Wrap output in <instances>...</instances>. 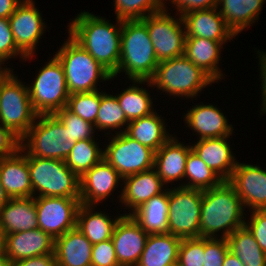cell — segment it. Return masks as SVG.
<instances>
[{"instance_id": "277c9868", "label": "cell", "mask_w": 266, "mask_h": 266, "mask_svg": "<svg viewBox=\"0 0 266 266\" xmlns=\"http://www.w3.org/2000/svg\"><path fill=\"white\" fill-rule=\"evenodd\" d=\"M215 82L185 55L159 62L146 87L162 91L167 96L186 99L200 97L205 88ZM154 87V88H153ZM186 98V99H185Z\"/></svg>"}, {"instance_id": "83f0119b", "label": "cell", "mask_w": 266, "mask_h": 266, "mask_svg": "<svg viewBox=\"0 0 266 266\" xmlns=\"http://www.w3.org/2000/svg\"><path fill=\"white\" fill-rule=\"evenodd\" d=\"M95 205L81 204L77 213L76 227L90 243L96 244L112 238L114 227L123 214L111 218L106 211H100Z\"/></svg>"}, {"instance_id": "7dc6e473", "label": "cell", "mask_w": 266, "mask_h": 266, "mask_svg": "<svg viewBox=\"0 0 266 266\" xmlns=\"http://www.w3.org/2000/svg\"><path fill=\"white\" fill-rule=\"evenodd\" d=\"M20 149V139L0 123V158L14 155Z\"/></svg>"}, {"instance_id": "5b68a950", "label": "cell", "mask_w": 266, "mask_h": 266, "mask_svg": "<svg viewBox=\"0 0 266 266\" xmlns=\"http://www.w3.org/2000/svg\"><path fill=\"white\" fill-rule=\"evenodd\" d=\"M55 53L53 55L63 66L70 94L98 91L101 89V82L115 80L112 74L69 34Z\"/></svg>"}, {"instance_id": "7c38bea8", "label": "cell", "mask_w": 266, "mask_h": 266, "mask_svg": "<svg viewBox=\"0 0 266 266\" xmlns=\"http://www.w3.org/2000/svg\"><path fill=\"white\" fill-rule=\"evenodd\" d=\"M176 16L163 9L141 19L147 26L158 62L184 55L185 26L182 16Z\"/></svg>"}, {"instance_id": "4fadbf2b", "label": "cell", "mask_w": 266, "mask_h": 266, "mask_svg": "<svg viewBox=\"0 0 266 266\" xmlns=\"http://www.w3.org/2000/svg\"><path fill=\"white\" fill-rule=\"evenodd\" d=\"M35 0H23L14 13L8 18L17 48L26 56L24 62L34 58L47 29L42 13ZM46 24V25H45Z\"/></svg>"}, {"instance_id": "60d3db41", "label": "cell", "mask_w": 266, "mask_h": 266, "mask_svg": "<svg viewBox=\"0 0 266 266\" xmlns=\"http://www.w3.org/2000/svg\"><path fill=\"white\" fill-rule=\"evenodd\" d=\"M18 57L21 59H19V61L22 62L26 58L15 44L9 20L7 18H0V67L2 69H10V67L6 65L8 64L7 61L12 58L15 60Z\"/></svg>"}, {"instance_id": "d590c367", "label": "cell", "mask_w": 266, "mask_h": 266, "mask_svg": "<svg viewBox=\"0 0 266 266\" xmlns=\"http://www.w3.org/2000/svg\"><path fill=\"white\" fill-rule=\"evenodd\" d=\"M98 139L76 141L65 160L68 168L79 178L103 159V148Z\"/></svg>"}, {"instance_id": "ffe728a7", "label": "cell", "mask_w": 266, "mask_h": 266, "mask_svg": "<svg viewBox=\"0 0 266 266\" xmlns=\"http://www.w3.org/2000/svg\"><path fill=\"white\" fill-rule=\"evenodd\" d=\"M191 150V143L185 144L178 140V136L173 135L155 152L154 168L167 187H170L169 183L171 185L176 181L181 183L174 186L184 187L186 161Z\"/></svg>"}, {"instance_id": "8992f818", "label": "cell", "mask_w": 266, "mask_h": 266, "mask_svg": "<svg viewBox=\"0 0 266 266\" xmlns=\"http://www.w3.org/2000/svg\"><path fill=\"white\" fill-rule=\"evenodd\" d=\"M13 70H0V123L21 139L38 114L33 109L27 84Z\"/></svg>"}, {"instance_id": "44dd1931", "label": "cell", "mask_w": 266, "mask_h": 266, "mask_svg": "<svg viewBox=\"0 0 266 266\" xmlns=\"http://www.w3.org/2000/svg\"><path fill=\"white\" fill-rule=\"evenodd\" d=\"M11 263L23 259L54 254V239L40 228L5 235L2 248Z\"/></svg>"}, {"instance_id": "4316f807", "label": "cell", "mask_w": 266, "mask_h": 266, "mask_svg": "<svg viewBox=\"0 0 266 266\" xmlns=\"http://www.w3.org/2000/svg\"><path fill=\"white\" fill-rule=\"evenodd\" d=\"M0 223L5 235L37 229L34 197L10 198L0 210Z\"/></svg>"}, {"instance_id": "816d5d0a", "label": "cell", "mask_w": 266, "mask_h": 266, "mask_svg": "<svg viewBox=\"0 0 266 266\" xmlns=\"http://www.w3.org/2000/svg\"><path fill=\"white\" fill-rule=\"evenodd\" d=\"M222 266H245V265L234 254L228 251L224 257Z\"/></svg>"}, {"instance_id": "f1b7e54d", "label": "cell", "mask_w": 266, "mask_h": 266, "mask_svg": "<svg viewBox=\"0 0 266 266\" xmlns=\"http://www.w3.org/2000/svg\"><path fill=\"white\" fill-rule=\"evenodd\" d=\"M165 119L158 111L128 123L125 134L155 152L173 135L167 130Z\"/></svg>"}, {"instance_id": "7bdbcfd3", "label": "cell", "mask_w": 266, "mask_h": 266, "mask_svg": "<svg viewBox=\"0 0 266 266\" xmlns=\"http://www.w3.org/2000/svg\"><path fill=\"white\" fill-rule=\"evenodd\" d=\"M228 251L226 238H204L203 266H222Z\"/></svg>"}, {"instance_id": "b9f144b4", "label": "cell", "mask_w": 266, "mask_h": 266, "mask_svg": "<svg viewBox=\"0 0 266 266\" xmlns=\"http://www.w3.org/2000/svg\"><path fill=\"white\" fill-rule=\"evenodd\" d=\"M204 238L182 239L178 250V266H203Z\"/></svg>"}, {"instance_id": "bcb514c9", "label": "cell", "mask_w": 266, "mask_h": 266, "mask_svg": "<svg viewBox=\"0 0 266 266\" xmlns=\"http://www.w3.org/2000/svg\"><path fill=\"white\" fill-rule=\"evenodd\" d=\"M219 0H164V10L170 11L167 5L169 3L174 7L176 13L180 16L196 10H204L217 7ZM169 2V3H167Z\"/></svg>"}, {"instance_id": "ab89813d", "label": "cell", "mask_w": 266, "mask_h": 266, "mask_svg": "<svg viewBox=\"0 0 266 266\" xmlns=\"http://www.w3.org/2000/svg\"><path fill=\"white\" fill-rule=\"evenodd\" d=\"M72 137V143L84 139H96L97 132L94 125L83 120L78 115L71 112L67 107L62 108L53 114Z\"/></svg>"}, {"instance_id": "e0dca14e", "label": "cell", "mask_w": 266, "mask_h": 266, "mask_svg": "<svg viewBox=\"0 0 266 266\" xmlns=\"http://www.w3.org/2000/svg\"><path fill=\"white\" fill-rule=\"evenodd\" d=\"M187 129H191L197 139L231 136L235 133L233 125L223 110L212 103L195 104L182 115ZM231 123V124H230Z\"/></svg>"}, {"instance_id": "ee69618b", "label": "cell", "mask_w": 266, "mask_h": 266, "mask_svg": "<svg viewBox=\"0 0 266 266\" xmlns=\"http://www.w3.org/2000/svg\"><path fill=\"white\" fill-rule=\"evenodd\" d=\"M91 266H120L112 239L92 245Z\"/></svg>"}, {"instance_id": "4dcf8cb0", "label": "cell", "mask_w": 266, "mask_h": 266, "mask_svg": "<svg viewBox=\"0 0 266 266\" xmlns=\"http://www.w3.org/2000/svg\"><path fill=\"white\" fill-rule=\"evenodd\" d=\"M181 240L170 233L149 234L136 266H173L177 264Z\"/></svg>"}, {"instance_id": "e575fe53", "label": "cell", "mask_w": 266, "mask_h": 266, "mask_svg": "<svg viewBox=\"0 0 266 266\" xmlns=\"http://www.w3.org/2000/svg\"><path fill=\"white\" fill-rule=\"evenodd\" d=\"M101 103L95 121L96 131H104V136L125 132L129 121L120 107L116 95L101 89ZM119 130V131H118Z\"/></svg>"}, {"instance_id": "c3c4849f", "label": "cell", "mask_w": 266, "mask_h": 266, "mask_svg": "<svg viewBox=\"0 0 266 266\" xmlns=\"http://www.w3.org/2000/svg\"><path fill=\"white\" fill-rule=\"evenodd\" d=\"M256 58H258L257 61H259L258 63V71H259V77L258 79H260V93H261V103H260V111H259V115H263L266 114V51H262V50H256Z\"/></svg>"}, {"instance_id": "7a4b0ae2", "label": "cell", "mask_w": 266, "mask_h": 266, "mask_svg": "<svg viewBox=\"0 0 266 266\" xmlns=\"http://www.w3.org/2000/svg\"><path fill=\"white\" fill-rule=\"evenodd\" d=\"M244 211L241 198L228 181L203 190L200 238H227L244 226L248 216Z\"/></svg>"}, {"instance_id": "d6986e66", "label": "cell", "mask_w": 266, "mask_h": 266, "mask_svg": "<svg viewBox=\"0 0 266 266\" xmlns=\"http://www.w3.org/2000/svg\"><path fill=\"white\" fill-rule=\"evenodd\" d=\"M166 189L167 186L162 182L154 167L123 178L122 197L119 205L129 212L125 211L126 213L123 215H131L141 205Z\"/></svg>"}, {"instance_id": "f35d334b", "label": "cell", "mask_w": 266, "mask_h": 266, "mask_svg": "<svg viewBox=\"0 0 266 266\" xmlns=\"http://www.w3.org/2000/svg\"><path fill=\"white\" fill-rule=\"evenodd\" d=\"M101 103V91L70 94L67 108L83 120L95 125L99 106Z\"/></svg>"}, {"instance_id": "2e32d148", "label": "cell", "mask_w": 266, "mask_h": 266, "mask_svg": "<svg viewBox=\"0 0 266 266\" xmlns=\"http://www.w3.org/2000/svg\"><path fill=\"white\" fill-rule=\"evenodd\" d=\"M249 211L266 209V170L259 165L237 162L228 180Z\"/></svg>"}, {"instance_id": "484cf974", "label": "cell", "mask_w": 266, "mask_h": 266, "mask_svg": "<svg viewBox=\"0 0 266 266\" xmlns=\"http://www.w3.org/2000/svg\"><path fill=\"white\" fill-rule=\"evenodd\" d=\"M56 266H91L92 244L77 227L54 239Z\"/></svg>"}, {"instance_id": "7402d4cb", "label": "cell", "mask_w": 266, "mask_h": 266, "mask_svg": "<svg viewBox=\"0 0 266 266\" xmlns=\"http://www.w3.org/2000/svg\"><path fill=\"white\" fill-rule=\"evenodd\" d=\"M182 19L186 37H201L213 41H231L236 37L217 7L185 13Z\"/></svg>"}, {"instance_id": "f546056e", "label": "cell", "mask_w": 266, "mask_h": 266, "mask_svg": "<svg viewBox=\"0 0 266 266\" xmlns=\"http://www.w3.org/2000/svg\"><path fill=\"white\" fill-rule=\"evenodd\" d=\"M266 0H219L217 9L237 36L259 20Z\"/></svg>"}, {"instance_id": "8fae6325", "label": "cell", "mask_w": 266, "mask_h": 266, "mask_svg": "<svg viewBox=\"0 0 266 266\" xmlns=\"http://www.w3.org/2000/svg\"><path fill=\"white\" fill-rule=\"evenodd\" d=\"M110 137V138H109ZM103 158L122 178L154 167L155 151L130 138L124 132L106 136Z\"/></svg>"}, {"instance_id": "3957f363", "label": "cell", "mask_w": 266, "mask_h": 266, "mask_svg": "<svg viewBox=\"0 0 266 266\" xmlns=\"http://www.w3.org/2000/svg\"><path fill=\"white\" fill-rule=\"evenodd\" d=\"M159 64L146 24L141 19L122 20L121 54L116 79L121 72L131 80H150Z\"/></svg>"}, {"instance_id": "9c48e42d", "label": "cell", "mask_w": 266, "mask_h": 266, "mask_svg": "<svg viewBox=\"0 0 266 266\" xmlns=\"http://www.w3.org/2000/svg\"><path fill=\"white\" fill-rule=\"evenodd\" d=\"M27 84L33 109L38 115H52L67 106L69 91L67 89L64 69L53 55Z\"/></svg>"}, {"instance_id": "30bf717a", "label": "cell", "mask_w": 266, "mask_h": 266, "mask_svg": "<svg viewBox=\"0 0 266 266\" xmlns=\"http://www.w3.org/2000/svg\"><path fill=\"white\" fill-rule=\"evenodd\" d=\"M168 187V233L181 239L200 238L203 190Z\"/></svg>"}, {"instance_id": "f907efd6", "label": "cell", "mask_w": 266, "mask_h": 266, "mask_svg": "<svg viewBox=\"0 0 266 266\" xmlns=\"http://www.w3.org/2000/svg\"><path fill=\"white\" fill-rule=\"evenodd\" d=\"M23 0H0V18H9Z\"/></svg>"}, {"instance_id": "1f68e13d", "label": "cell", "mask_w": 266, "mask_h": 266, "mask_svg": "<svg viewBox=\"0 0 266 266\" xmlns=\"http://www.w3.org/2000/svg\"><path fill=\"white\" fill-rule=\"evenodd\" d=\"M168 187L136 209L131 216L148 234L168 233Z\"/></svg>"}, {"instance_id": "d6a6232c", "label": "cell", "mask_w": 266, "mask_h": 266, "mask_svg": "<svg viewBox=\"0 0 266 266\" xmlns=\"http://www.w3.org/2000/svg\"><path fill=\"white\" fill-rule=\"evenodd\" d=\"M131 82L133 84H130L128 88L124 87L122 92L116 93L120 107L129 122L154 112L155 105L153 104V100L157 99L153 98L149 89L143 87L146 80H131Z\"/></svg>"}, {"instance_id": "5bb4252c", "label": "cell", "mask_w": 266, "mask_h": 266, "mask_svg": "<svg viewBox=\"0 0 266 266\" xmlns=\"http://www.w3.org/2000/svg\"><path fill=\"white\" fill-rule=\"evenodd\" d=\"M38 228L53 239L76 227L80 198L34 197Z\"/></svg>"}, {"instance_id": "681fc988", "label": "cell", "mask_w": 266, "mask_h": 266, "mask_svg": "<svg viewBox=\"0 0 266 266\" xmlns=\"http://www.w3.org/2000/svg\"><path fill=\"white\" fill-rule=\"evenodd\" d=\"M11 266H56L55 255L45 254L11 263Z\"/></svg>"}, {"instance_id": "f6af8a7d", "label": "cell", "mask_w": 266, "mask_h": 266, "mask_svg": "<svg viewBox=\"0 0 266 266\" xmlns=\"http://www.w3.org/2000/svg\"><path fill=\"white\" fill-rule=\"evenodd\" d=\"M249 212H251L250 216L245 219L244 225L250 230L261 249L266 253V209Z\"/></svg>"}, {"instance_id": "db71d44e", "label": "cell", "mask_w": 266, "mask_h": 266, "mask_svg": "<svg viewBox=\"0 0 266 266\" xmlns=\"http://www.w3.org/2000/svg\"><path fill=\"white\" fill-rule=\"evenodd\" d=\"M0 266H11V261L5 255V252L3 249H0Z\"/></svg>"}, {"instance_id": "ba28073f", "label": "cell", "mask_w": 266, "mask_h": 266, "mask_svg": "<svg viewBox=\"0 0 266 266\" xmlns=\"http://www.w3.org/2000/svg\"><path fill=\"white\" fill-rule=\"evenodd\" d=\"M33 197L80 198L79 177L63 160L26 155Z\"/></svg>"}, {"instance_id": "836d02e7", "label": "cell", "mask_w": 266, "mask_h": 266, "mask_svg": "<svg viewBox=\"0 0 266 266\" xmlns=\"http://www.w3.org/2000/svg\"><path fill=\"white\" fill-rule=\"evenodd\" d=\"M229 251L245 266H266V253L244 225L226 238Z\"/></svg>"}, {"instance_id": "603a6c76", "label": "cell", "mask_w": 266, "mask_h": 266, "mask_svg": "<svg viewBox=\"0 0 266 266\" xmlns=\"http://www.w3.org/2000/svg\"><path fill=\"white\" fill-rule=\"evenodd\" d=\"M231 41H213L201 37H185L184 55L215 83L227 76L220 68L223 45ZM225 75V76H224Z\"/></svg>"}, {"instance_id": "52a82bcc", "label": "cell", "mask_w": 266, "mask_h": 266, "mask_svg": "<svg viewBox=\"0 0 266 266\" xmlns=\"http://www.w3.org/2000/svg\"><path fill=\"white\" fill-rule=\"evenodd\" d=\"M74 143L65 126L52 115H38L32 127L20 139L25 155L65 161Z\"/></svg>"}, {"instance_id": "9a60e30c", "label": "cell", "mask_w": 266, "mask_h": 266, "mask_svg": "<svg viewBox=\"0 0 266 266\" xmlns=\"http://www.w3.org/2000/svg\"><path fill=\"white\" fill-rule=\"evenodd\" d=\"M79 180L81 204L100 206V203L108 198L113 199L110 196L121 187L117 196L120 203L123 178L104 158L85 172Z\"/></svg>"}, {"instance_id": "d4e9b609", "label": "cell", "mask_w": 266, "mask_h": 266, "mask_svg": "<svg viewBox=\"0 0 266 266\" xmlns=\"http://www.w3.org/2000/svg\"><path fill=\"white\" fill-rule=\"evenodd\" d=\"M0 179L10 198L33 197L27 156L20 149L12 156L0 158Z\"/></svg>"}, {"instance_id": "cb8c5ba5", "label": "cell", "mask_w": 266, "mask_h": 266, "mask_svg": "<svg viewBox=\"0 0 266 266\" xmlns=\"http://www.w3.org/2000/svg\"><path fill=\"white\" fill-rule=\"evenodd\" d=\"M230 136L196 140L192 150L223 181H228L239 160L234 156L228 141Z\"/></svg>"}, {"instance_id": "ac0fdd59", "label": "cell", "mask_w": 266, "mask_h": 266, "mask_svg": "<svg viewBox=\"0 0 266 266\" xmlns=\"http://www.w3.org/2000/svg\"><path fill=\"white\" fill-rule=\"evenodd\" d=\"M148 235L131 215H122L119 218L111 239L120 266L138 264Z\"/></svg>"}, {"instance_id": "11a10c76", "label": "cell", "mask_w": 266, "mask_h": 266, "mask_svg": "<svg viewBox=\"0 0 266 266\" xmlns=\"http://www.w3.org/2000/svg\"><path fill=\"white\" fill-rule=\"evenodd\" d=\"M4 241H5V234L3 232L2 224L0 223V249L3 248Z\"/></svg>"}, {"instance_id": "f5cc1de1", "label": "cell", "mask_w": 266, "mask_h": 266, "mask_svg": "<svg viewBox=\"0 0 266 266\" xmlns=\"http://www.w3.org/2000/svg\"><path fill=\"white\" fill-rule=\"evenodd\" d=\"M10 200V197L5 192V189L3 188L1 184L0 179V210L3 208V206Z\"/></svg>"}, {"instance_id": "8d00e7d4", "label": "cell", "mask_w": 266, "mask_h": 266, "mask_svg": "<svg viewBox=\"0 0 266 266\" xmlns=\"http://www.w3.org/2000/svg\"><path fill=\"white\" fill-rule=\"evenodd\" d=\"M184 187L206 190L220 185L223 180L198 157L193 150L188 154Z\"/></svg>"}, {"instance_id": "6da1fadb", "label": "cell", "mask_w": 266, "mask_h": 266, "mask_svg": "<svg viewBox=\"0 0 266 266\" xmlns=\"http://www.w3.org/2000/svg\"><path fill=\"white\" fill-rule=\"evenodd\" d=\"M68 24V34L113 75L120 62L122 20L113 24L83 10Z\"/></svg>"}, {"instance_id": "74e56055", "label": "cell", "mask_w": 266, "mask_h": 266, "mask_svg": "<svg viewBox=\"0 0 266 266\" xmlns=\"http://www.w3.org/2000/svg\"><path fill=\"white\" fill-rule=\"evenodd\" d=\"M115 18L120 20L144 19L164 9V0H114Z\"/></svg>"}]
</instances>
